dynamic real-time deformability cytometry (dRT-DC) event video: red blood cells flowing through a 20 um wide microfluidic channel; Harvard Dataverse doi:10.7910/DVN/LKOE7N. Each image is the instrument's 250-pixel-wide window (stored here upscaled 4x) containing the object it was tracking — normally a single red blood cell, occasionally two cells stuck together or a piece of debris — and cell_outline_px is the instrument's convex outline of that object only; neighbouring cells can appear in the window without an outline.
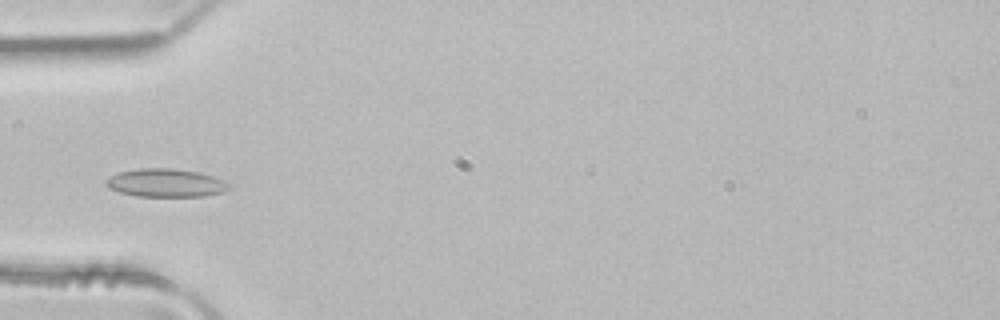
{"species": "common noctule bat (a hibernating species)", "species_latin": "Nyctalus noctula", "temperature_condition": "room temperature", "stored_images_in_passage": 2, "camera_frame_rate_fps": 3000, "um_per_image_px": 0.085, "animal": {"sex": "male", "body_mass_g": 21.5, "forearm_length_mm": 52.0}, "frame": {"image": 1, "passage_image": 2, "time_ms": 0.333, "image_size_px": [1000, 320], "cell_outline_px": [[232, 188], [224, 192], [204, 196], [136, 196], [120, 192], [108, 188], [104, 184], [104, 180], [120, 172], [140, 168], [172, 168], [200, 172], [224, 180]], "centroid_in_image_um": [14.1, 15.55], "position_along_channel_um": 70.9, "area_um2": 20.29}}